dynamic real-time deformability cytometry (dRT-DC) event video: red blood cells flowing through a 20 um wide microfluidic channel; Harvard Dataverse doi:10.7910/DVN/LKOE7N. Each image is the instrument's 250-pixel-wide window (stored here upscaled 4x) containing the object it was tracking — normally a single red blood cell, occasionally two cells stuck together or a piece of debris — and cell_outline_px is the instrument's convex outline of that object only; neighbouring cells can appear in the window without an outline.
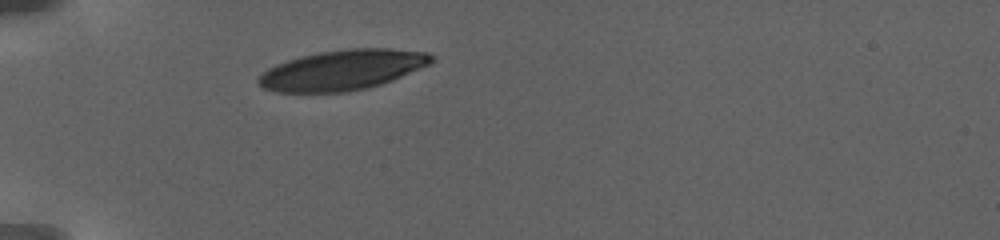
{"species": "human", "species_latin": "Homo sapiens", "temperature_condition": "warm", "stored_images_in_passage": 33, "camera_frame_rate_fps": 3000, "um_per_image_px": 0.085, "donor": {"sex": "female"}, "frame": {"image": 1, "passage_image": 1, "time_ms": 0.0, "image_size_px": [1000, 240], "cell_outline_px": [[436, 60], [432, 64], [392, 80], [368, 88], [348, 92], [276, 92], [264, 88], [256, 80], [268, 68], [276, 64], [300, 56], [320, 52], [348, 48], [388, 48], [428, 52], [436, 56]], "centroid_in_image_um": [29.17, 5.94], "position_along_channel_um": 55.8, "area_um2": 40.69}}
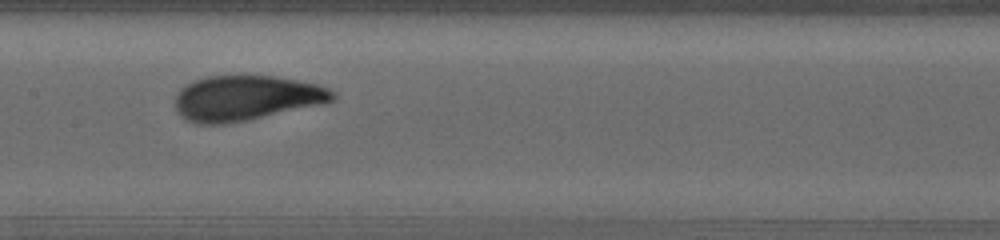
{"frame": {"image": 2, "passage_image": 14, "time_ms": 5.333, "image_size_px": [1000, 240], "cell_outline_px": [[336, 100], [324, 104], [248, 120], [224, 124], [196, 124], [180, 116], [176, 108], [176, 92], [180, 88], [192, 80], [208, 76], [272, 76], [296, 80], [316, 84], [328, 88], [336, 92]], "centroid_in_image_um": [20.92, 8.34], "position_along_channel_um": 186.5, "area_um2": 41.62}}
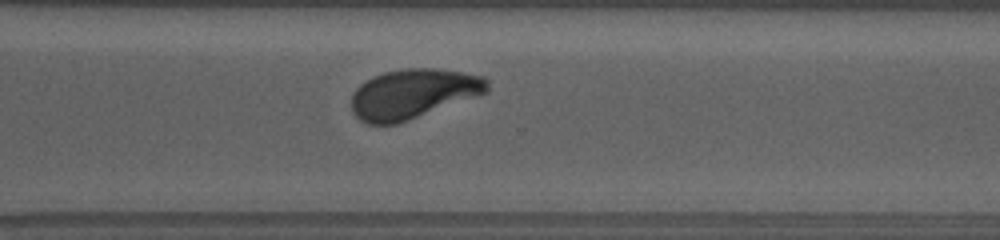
{"frame": {"image": 3, "passage_image": 27, "time_ms": 10.667, "image_size_px": [1000, 240], "cell_outline_px": [[488, 92], [408, 120], [396, 124], [368, 124], [360, 120], [352, 112], [352, 92], [360, 84], [372, 76], [384, 72], [404, 68], [436, 68], [488, 76]], "centroid_in_image_um": [35.11, 7.95], "position_along_channel_um": 335.5, "area_um2": 39.36}, "authors_computed_cell_mechanics": {"area_um2": 41.038, "velocity_mm_per_s": 2.799, "shape_relaxation_time_tau1_ms": 3.975, "shape_relaxation_time_tau2_ms": null, "deformation_change_tau1": 0.1591, "deformation_change_tau2": null}}